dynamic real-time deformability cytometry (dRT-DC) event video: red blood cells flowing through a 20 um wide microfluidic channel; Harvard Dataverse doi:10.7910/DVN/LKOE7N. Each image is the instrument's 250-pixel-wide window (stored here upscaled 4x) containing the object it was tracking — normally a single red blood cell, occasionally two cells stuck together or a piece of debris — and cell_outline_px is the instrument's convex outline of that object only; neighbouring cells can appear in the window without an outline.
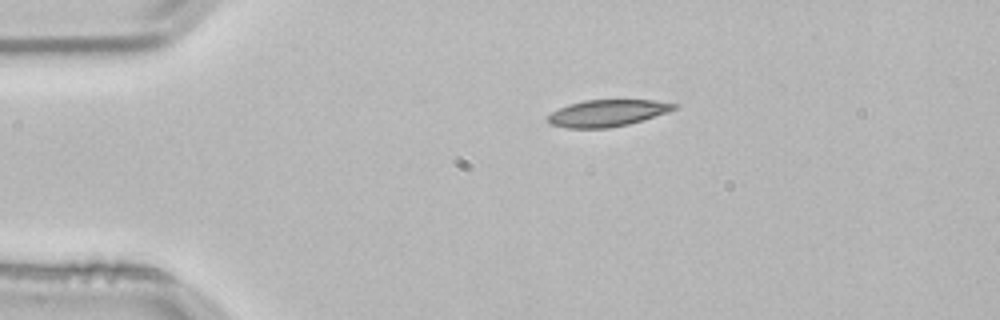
{"species": "common noctule bat (a hibernating species)", "species_latin": "Nyctalus noctula", "temperature_condition": "room temperature", "stored_images_in_passage": 43, "camera_frame_rate_fps": 3000, "um_per_image_px": 0.085, "animal": {"sex": "male", "body_mass_g": 21.5, "forearm_length_mm": 52.0}, "frame": {"image": 1, "passage_image": 1, "time_ms": 0.0, "image_size_px": [1000, 320], "cell_outline_px": [[680, 104], [676, 108], [668, 112], [628, 124], [608, 128], [568, 128], [552, 124], [548, 120], [548, 116], [552, 112], [568, 104], [584, 100], [652, 100]], "centroid_in_image_um": [51.64, 9.6], "position_along_channel_um": 33.4, "area_um2": 19.48}}
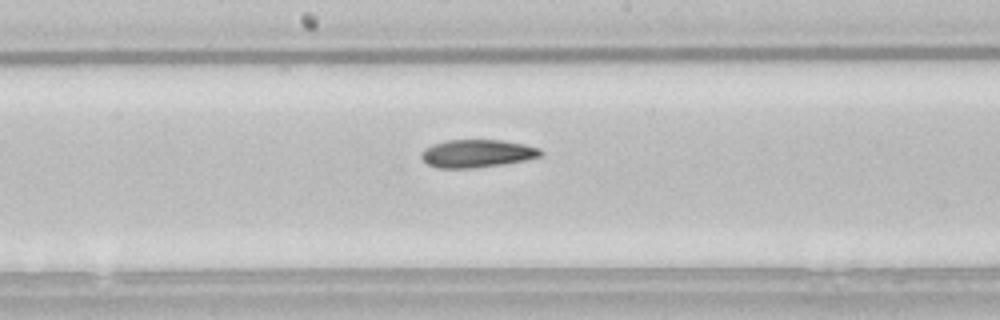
{"frame": {"image": 2, "passage_image": 18, "time_ms": 5.667, "image_size_px": [1000, 320], "cell_outline_px": [[544, 152], [540, 156], [524, 160], [500, 164], [472, 168], [436, 168], [428, 164], [420, 156], [420, 152], [424, 148], [432, 144], [448, 140], [504, 140], [524, 144], [540, 148]], "centroid_in_image_um": [40.52, 13.04], "position_along_channel_um": 207.7, "area_um2": 19.36}}
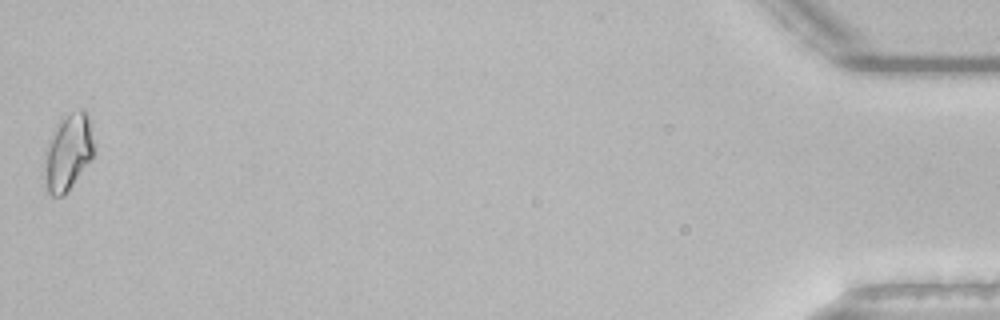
{"frame": {"image": 3, "passage_image": 43, "time_ms": 14.0, "image_size_px": [1000, 320], "cell_outline_px": [[92, 160], [68, 192], [64, 196], [52, 196], [48, 192], [44, 180], [44, 148], [48, 140], [60, 120], [72, 112], [80, 108], [84, 108], [88, 112], [92, 140]], "centroid_in_image_um": [5.76, 12.97], "position_along_channel_um": 429.4, "area_um2": 22.31}, "authors_computed_cell_mechanics": {"area_um2": 19.363, "velocity_mm_per_s": 3.8462, "shape_relaxation_time_tau1_ms": null, "shape_relaxation_time_tau2_ms": 5.4166, "deformation_change_tau1": null, "deformation_change_tau2": 0.1242}}